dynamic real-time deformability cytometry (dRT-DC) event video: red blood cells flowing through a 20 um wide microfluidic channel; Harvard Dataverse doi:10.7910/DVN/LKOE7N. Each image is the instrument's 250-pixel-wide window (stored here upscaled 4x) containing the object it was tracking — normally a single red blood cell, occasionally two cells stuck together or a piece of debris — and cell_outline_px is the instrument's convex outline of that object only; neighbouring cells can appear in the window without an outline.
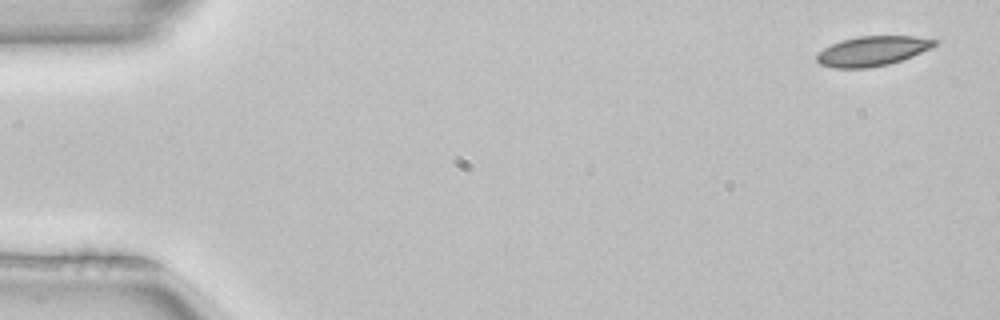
{"species": "common noctule bat (a hibernating species)", "species_latin": "Nyctalus noctula", "temperature_condition": "room temperature", "stored_images_in_passage": 52, "camera_frame_rate_fps": 3000, "um_per_image_px": 0.085, "animal": {"sex": "female", "body_mass_g": 22.7, "forearm_length_mm": 54.2}, "frame": {"image": 1, "passage_image": 2, "time_ms": 0.333, "image_size_px": [1000, 320], "cell_outline_px": [[940, 40], [936, 44], [912, 56], [888, 64], [868, 68], [832, 68], [820, 64], [816, 60], [816, 56], [824, 48], [840, 40], [860, 36], [916, 36]], "centroid_in_image_um": [74.13, 4.33], "position_along_channel_um": 10.9, "area_um2": 20.29}}
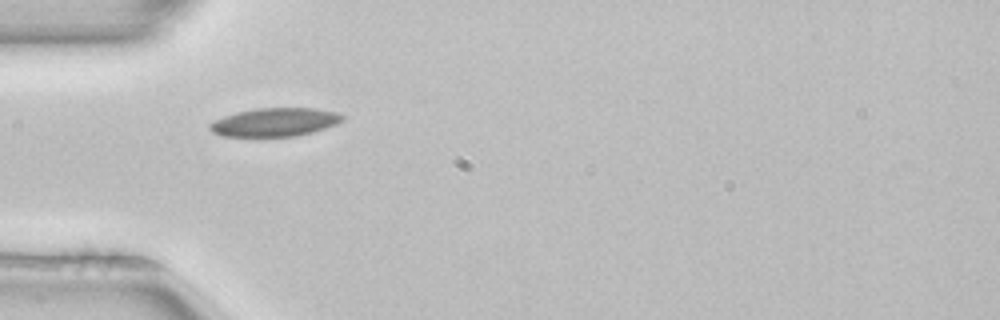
{"frame": {"image": 2, "passage_image": 16, "time_ms": 5.0, "image_size_px": [1000, 320], "cell_outline_px": [[344, 120], [336, 124], [312, 132], [296, 136], [220, 136], [212, 132], [208, 128], [208, 124], [212, 120], [236, 112], [256, 108], [316, 108], [336, 112], [344, 116]], "centroid_in_image_um": [23.32, 10.38], "position_along_channel_um": 61.7, "area_um2": 22.08}}
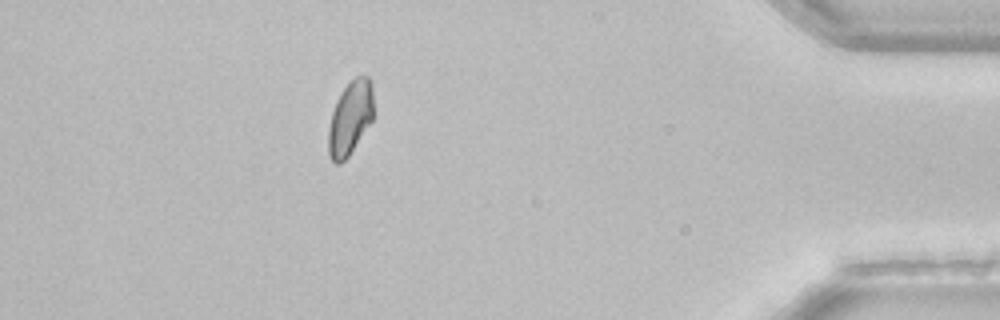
{"frame": {"image": 3, "passage_image": 46, "time_ms": 15.0, "image_size_px": [1000, 320], "cell_outline_px": [[372, 120], [348, 156], [340, 164], [336, 164], [328, 156], [328, 128], [332, 112], [336, 100], [340, 92], [356, 76], [368, 76], [372, 80]], "centroid_in_image_um": [29.74, 10.03], "position_along_channel_um": 405.5, "area_um2": 19.31}, "authors_computed_cell_mechanics": {"area_um2": 20.4901, "velocity_mm_per_s": 3.9552, "shape_relaxation_time_tau1_ms": 7.2213, "shape_relaxation_time_tau2_ms": null, "deformation_change_tau1": 0.1113, "deformation_change_tau2": null}}